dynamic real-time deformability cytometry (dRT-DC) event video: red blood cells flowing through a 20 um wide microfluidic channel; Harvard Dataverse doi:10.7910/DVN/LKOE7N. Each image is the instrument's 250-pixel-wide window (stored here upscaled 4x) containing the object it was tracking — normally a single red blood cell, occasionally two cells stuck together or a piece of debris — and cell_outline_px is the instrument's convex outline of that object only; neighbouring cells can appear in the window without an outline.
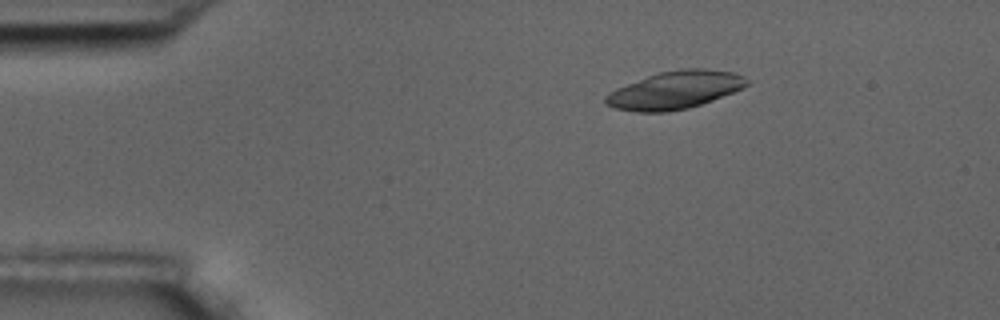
{"species": "common noctule bat (a hibernating species)", "species_latin": "Nyctalus noctula", "temperature_condition": "room temperature", "stored_images_in_passage": 5, "camera_frame_rate_fps": 3000, "um_per_image_px": 0.085, "animal": {"sex": "male", "body_mass_g": 17.5, "forearm_length_mm": 52.3}, "frame": {"image": 1, "passage_image": 3, "time_ms": 2.333, "image_size_px": [1000, 320], "cell_outline_px": [[748, 84], [744, 88], [712, 100], [688, 108], [668, 112], [636, 112], [616, 108], [604, 104], [604, 96], [608, 92], [616, 88], [648, 76], [660, 72], [680, 68], [704, 68], [732, 72], [744, 76], [748, 80]], "centroid_in_image_um": [57.36, 7.65], "position_along_channel_um": 27.6, "area_um2": 31.1}}